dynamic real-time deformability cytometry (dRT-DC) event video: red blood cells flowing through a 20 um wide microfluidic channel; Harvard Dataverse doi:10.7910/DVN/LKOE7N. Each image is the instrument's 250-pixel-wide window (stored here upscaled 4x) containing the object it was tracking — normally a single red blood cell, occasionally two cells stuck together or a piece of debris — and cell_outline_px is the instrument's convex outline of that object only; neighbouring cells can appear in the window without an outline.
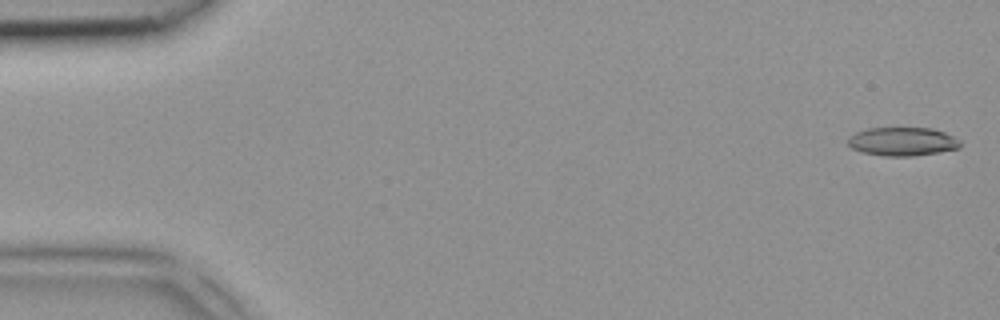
{"species": "common noctule bat (a hibernating species)", "species_latin": "Nyctalus noctula", "temperature_condition": "room temperature", "stored_images_in_passage": 4, "camera_frame_rate_fps": 3000, "um_per_image_px": 0.085, "animal": {"sex": "female", "body_mass_g": 18.4}, "frame": {"image": 1, "passage_image": 1, "time_ms": 0.0, "image_size_px": [1000, 320], "cell_outline_px": [[960, 148], [912, 156], [884, 156], [860, 152], [852, 148], [848, 144], [848, 140], [856, 132], [868, 128], [932, 128], [944, 132], [960, 140]], "centroid_in_image_um": [76.7, 12.03], "position_along_channel_um": 8.3, "area_um2": 18.55}}